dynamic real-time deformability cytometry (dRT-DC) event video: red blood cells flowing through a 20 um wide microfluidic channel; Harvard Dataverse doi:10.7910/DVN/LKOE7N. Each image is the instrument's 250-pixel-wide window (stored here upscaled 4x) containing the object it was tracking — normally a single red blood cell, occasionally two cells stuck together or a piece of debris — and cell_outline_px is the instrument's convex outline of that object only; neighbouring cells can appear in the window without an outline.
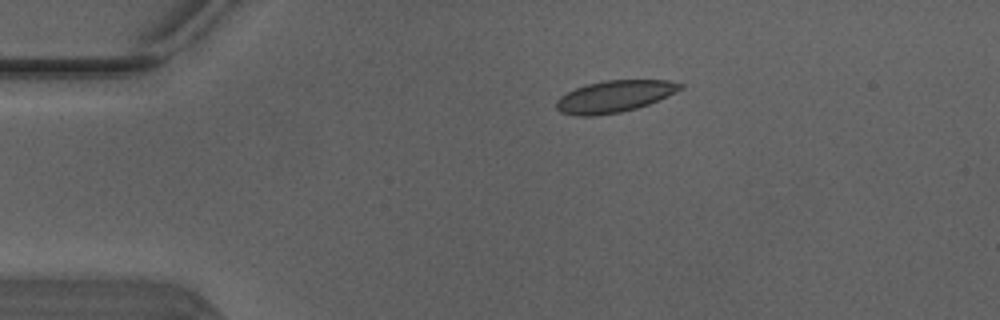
{"species": "Egyptian fruit bat (a non-hibernating species)", "species_latin": "Rousettus aegyptiacus", "temperature_condition": "warm", "stored_images_in_passage": 4, "camera_frame_rate_fps": 3000, "um_per_image_px": 0.085, "animal": {"sex": "male"}, "frame": {"image": 1, "passage_image": 2, "time_ms": 0.333, "image_size_px": [1000, 320], "cell_outline_px": [[684, 88], [648, 104], [636, 108], [620, 112], [592, 116], [576, 116], [560, 112], [556, 108], [556, 100], [560, 96], [576, 88], [588, 84], [604, 80], [668, 80], [684, 84]], "centroid_in_image_um": [52.21, 8.19], "position_along_channel_um": 32.8, "area_um2": 22.83}}
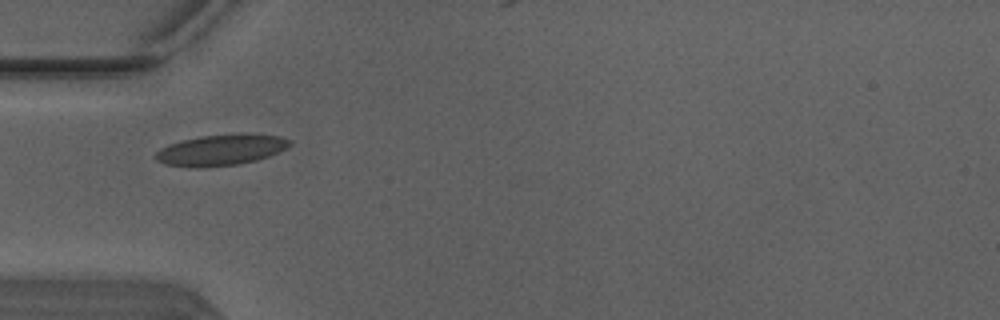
{"frame": {"image": 2, "passage_image": 3, "time_ms": 0.667, "image_size_px": [1000, 320], "cell_outline_px": [[292, 144], [288, 148], [268, 156], [256, 160], [240, 164], [200, 168], [196, 168], [164, 164], [156, 160], [152, 156], [160, 148], [168, 144], [200, 136], [240, 132], [244, 132], [280, 136], [292, 140]], "centroid_in_image_um": [18.8, 12.73], "position_along_channel_um": 66.2, "area_um2": 24.8}}
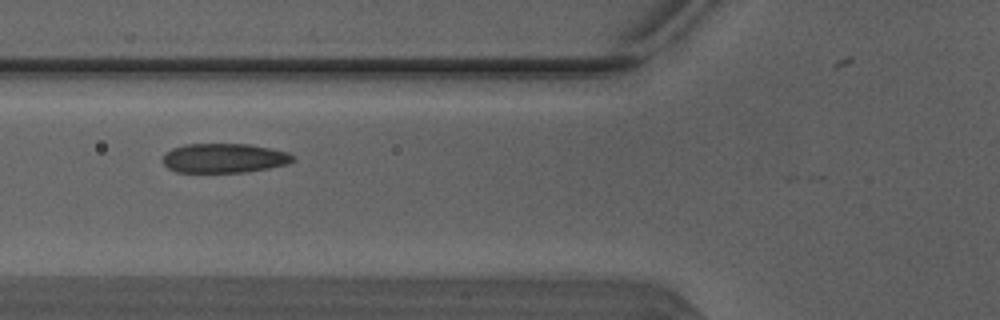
{"frame": {"image": 3, "passage_image": 4, "time_ms": 1.0, "image_size_px": [1000, 320], "cell_outline_px": [[296, 160], [288, 164], [268, 168], [244, 172], [176, 172], [168, 168], [164, 164], [164, 152], [172, 148], [184, 144], [248, 144], [288, 152], [296, 156]], "centroid_in_image_um": [19.07, 13.44], "position_along_channel_um": 106.7, "area_um2": 22.37}}